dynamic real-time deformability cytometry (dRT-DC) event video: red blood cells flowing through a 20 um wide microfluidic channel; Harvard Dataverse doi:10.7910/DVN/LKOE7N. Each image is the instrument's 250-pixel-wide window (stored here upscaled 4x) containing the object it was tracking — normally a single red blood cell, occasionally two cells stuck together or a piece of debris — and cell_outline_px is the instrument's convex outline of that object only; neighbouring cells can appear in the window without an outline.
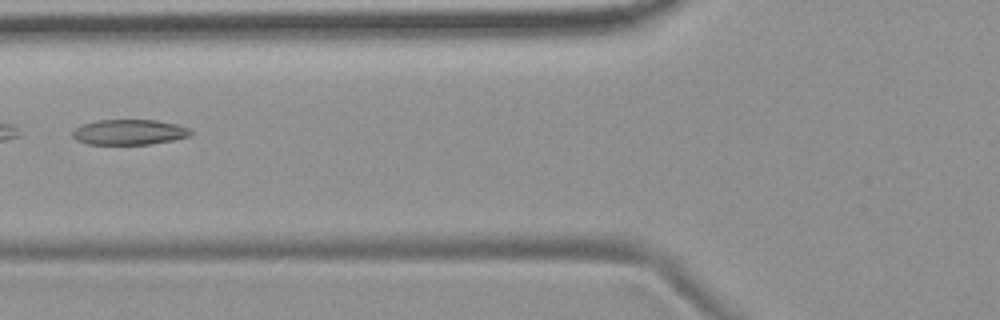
{"species": "common noctule bat (a hibernating species)", "species_latin": "Nyctalus noctula", "temperature_condition": "room temperature", "stored_images_in_passage": 6, "camera_frame_rate_fps": 3000, "um_per_image_px": 0.085, "animal": {"sex": "female", "body_mass_g": 19.9}, "frame": {"image": 1, "passage_image": 6, "time_ms": 5.667, "image_size_px": [1000, 320], "cell_outline_px": [[192, 136], [172, 140], [148, 144], [88, 144], [76, 140], [72, 136], [72, 132], [80, 124], [96, 120], [156, 120], [176, 124], [188, 128], [192, 132]], "centroid_in_image_um": [10.96, 11.22], "position_along_channel_um": 114.8, "area_um2": 17.46}}